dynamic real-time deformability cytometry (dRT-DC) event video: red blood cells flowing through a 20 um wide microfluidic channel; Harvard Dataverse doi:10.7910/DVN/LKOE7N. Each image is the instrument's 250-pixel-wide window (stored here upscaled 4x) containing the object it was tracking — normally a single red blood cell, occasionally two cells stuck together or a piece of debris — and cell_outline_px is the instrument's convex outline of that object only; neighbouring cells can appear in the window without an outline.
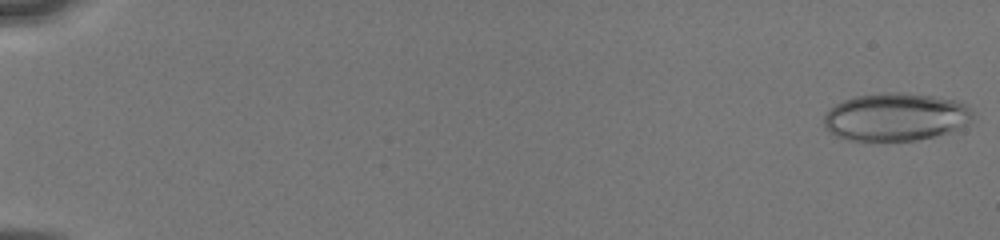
{"species": "human", "species_latin": "Homo sapiens", "temperature_condition": "cold", "stored_images_in_passage": 16, "camera_frame_rate_fps": 3000, "um_per_image_px": 0.085, "donor": {"sex": "male"}, "frame": {"image": 1, "passage_image": 1, "time_ms": 0.0, "image_size_px": [1000, 240], "cell_outline_px": [[972, 116], [968, 124], [948, 132], [936, 136], [916, 140], [864, 144], [848, 140], [836, 136], [824, 124], [824, 116], [836, 104], [844, 100], [856, 96], [884, 92], [900, 92], [932, 96], [956, 100], [972, 108]], "centroid_in_image_um": [76.12, 9.98], "position_along_channel_um": 8.9, "area_um2": 42.19}}
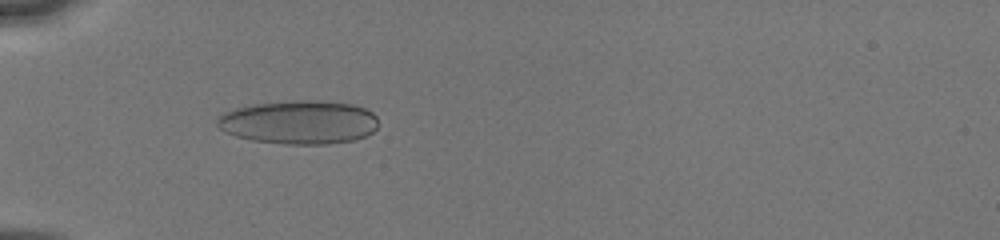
{"frame": {"image": 2, "passage_image": 15, "time_ms": 5.667, "image_size_px": [1000, 240], "cell_outline_px": [[376, 128], [372, 132], [356, 140], [328, 144], [284, 144], [252, 140], [236, 136], [224, 132], [216, 124], [216, 120], [224, 112], [236, 108], [252, 104], [296, 100], [316, 100], [352, 104], [364, 108], [372, 112], [376, 116]], "centroid_in_image_um": [25.41, 10.39], "position_along_channel_um": 59.6, "area_um2": 41.04}}